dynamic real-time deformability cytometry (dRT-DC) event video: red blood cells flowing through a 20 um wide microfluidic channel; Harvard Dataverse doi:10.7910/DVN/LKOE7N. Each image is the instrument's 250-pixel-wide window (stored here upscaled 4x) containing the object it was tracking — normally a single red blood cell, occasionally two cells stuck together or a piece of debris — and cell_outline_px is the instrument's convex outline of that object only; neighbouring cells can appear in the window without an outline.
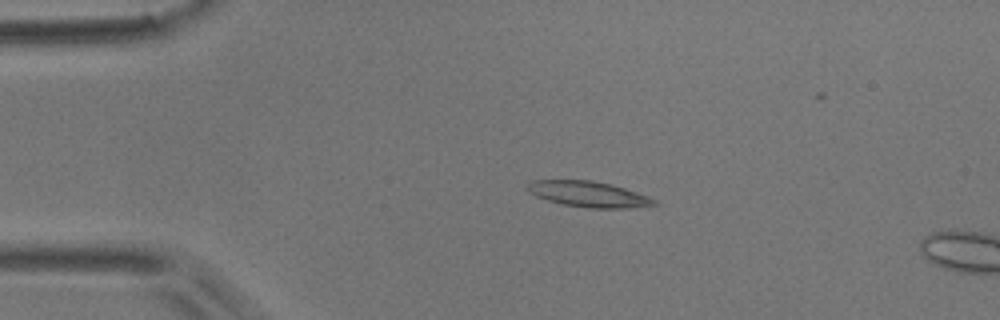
{"species": "common noctule bat (a hibernating species)", "species_latin": "Nyctalus noctula", "temperature_condition": "room temperature", "stored_images_in_passage": 13, "camera_frame_rate_fps": 3000, "um_per_image_px": 0.085, "animal": {"sex": "male", "body_mass_g": 17.9}, "frame": {"image": 1, "passage_image": 10, "time_ms": 3.0, "image_size_px": [1000, 320], "cell_outline_px": [[660, 204], [628, 208], [588, 208], [564, 204], [548, 200], [536, 196], [528, 192], [528, 184], [532, 180], [592, 180], [624, 188], [648, 196], [656, 200]], "centroid_in_image_um": [50.03, 16.5], "position_along_channel_um": 35.0, "area_um2": 18.79}}